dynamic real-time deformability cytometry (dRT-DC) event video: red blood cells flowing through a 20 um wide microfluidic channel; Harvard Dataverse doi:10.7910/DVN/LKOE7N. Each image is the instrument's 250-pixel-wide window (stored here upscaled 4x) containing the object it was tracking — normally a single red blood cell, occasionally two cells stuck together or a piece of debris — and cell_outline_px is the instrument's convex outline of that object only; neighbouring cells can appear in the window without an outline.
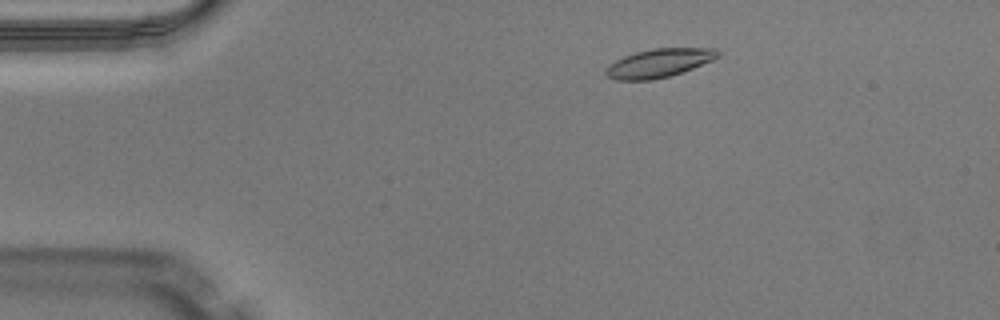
{"species": "Egyptian fruit bat (a non-hibernating species)", "species_latin": "Rousettus aegyptiacus", "temperature_condition": "warm", "stored_images_in_passage": 47, "camera_frame_rate_fps": 3000, "um_per_image_px": 0.085, "animal": {"sex": "male"}, "frame": {"image": 1, "passage_image": 6, "time_ms": 1.667, "image_size_px": [1000, 320], "cell_outline_px": [[720, 56], [712, 60], [692, 68], [668, 76], [652, 80], [616, 80], [608, 76], [604, 72], [604, 68], [608, 64], [624, 56], [636, 52], [652, 48], [716, 48], [720, 52]], "centroid_in_image_um": [55.98, 5.35], "position_along_channel_um": 29.0, "area_um2": 18.61}}
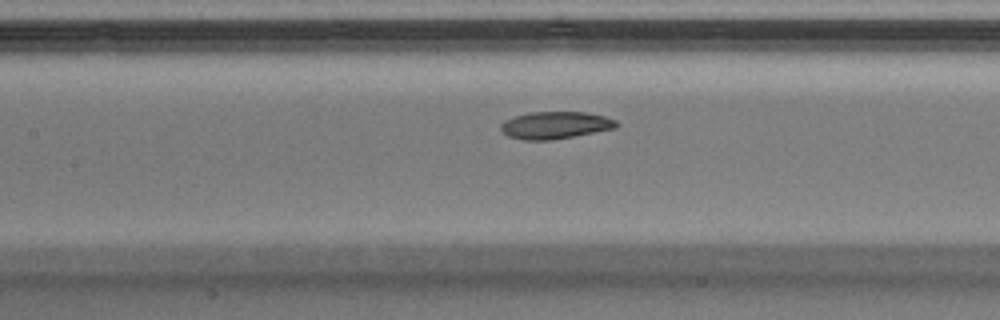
{"frame": {"image": 2, "passage_image": 20, "time_ms": 6.333, "image_size_px": [1000, 320], "cell_outline_px": [[620, 124], [616, 128], [552, 140], [524, 140], [508, 136], [500, 128], [500, 124], [504, 120], [528, 112], [584, 112], [604, 116], [616, 120]], "centroid_in_image_um": [47.2, 10.64], "position_along_channel_um": 160.2, "area_um2": 18.32}}
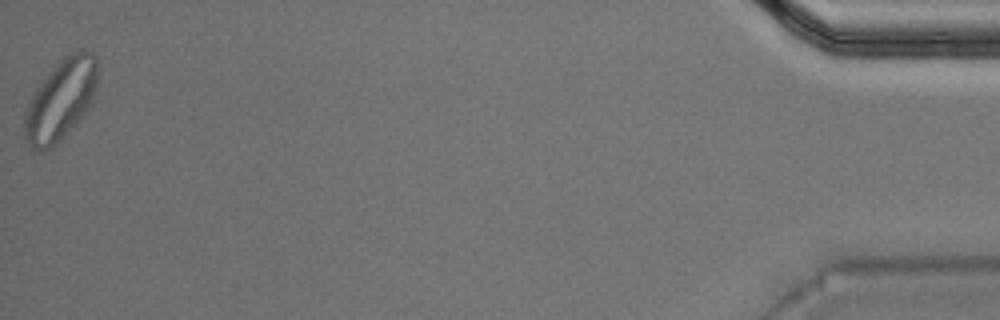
{"frame": {"image": 3, "passage_image": 47, "time_ms": 15.333, "image_size_px": [1000, 320], "cell_outline_px": [[96, 88], [92, 104], [76, 124], [52, 148], [40, 152], [32, 152], [24, 140], [24, 112], [36, 88], [48, 72], [64, 56], [80, 48], [84, 48], [92, 52], [96, 56]], "centroid_in_image_um": [5.14, 8.52], "position_along_channel_um": 430.1, "area_um2": 34.91}, "authors_computed_cell_mechanics": {"area_um2": 18.8428, "velocity_mm_per_s": 4.0574, "shape_relaxation_time_tau1_ms": 3.9855, "shape_relaxation_time_tau2_ms": 4.5665, "deformation_change_tau1": 0.1013, "deformation_change_tau2": 0.1009}}